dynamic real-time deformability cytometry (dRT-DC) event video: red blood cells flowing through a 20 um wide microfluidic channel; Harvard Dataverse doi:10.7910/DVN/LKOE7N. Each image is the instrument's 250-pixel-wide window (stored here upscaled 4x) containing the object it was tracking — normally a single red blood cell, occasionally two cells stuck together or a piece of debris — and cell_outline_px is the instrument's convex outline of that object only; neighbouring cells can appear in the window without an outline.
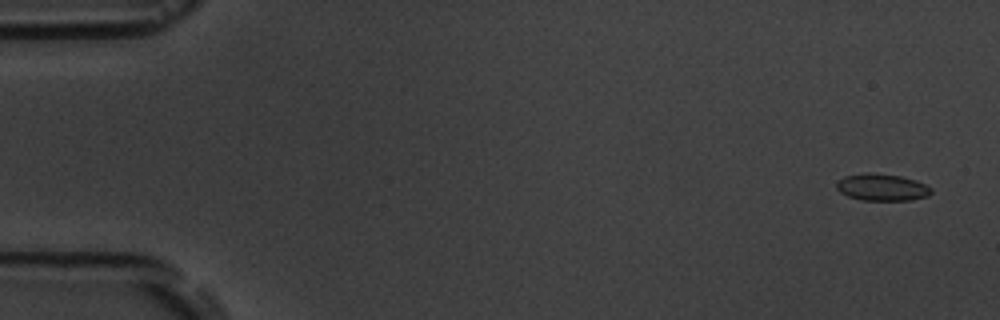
{"species": "common noctule bat (a hibernating species)", "species_latin": "Nyctalus noctula", "temperature_condition": "room temperature", "stored_images_in_passage": 5, "camera_frame_rate_fps": 3000, "um_per_image_px": 0.085, "animal": {"sex": "male", "body_mass_g": 19.5, "forearm_length_mm": 54.6}, "frame": {"image": 1, "passage_image": 1, "time_ms": 0.0, "image_size_px": [1000, 320], "cell_outline_px": [[932, 192], [928, 196], [912, 200], [860, 200], [848, 196], [840, 192], [836, 188], [836, 184], [844, 176], [868, 172], [900, 176], [916, 180], [932, 188]], "centroid_in_image_um": [74.98, 15.92], "position_along_channel_um": 10.0, "area_um2": 14.85}}
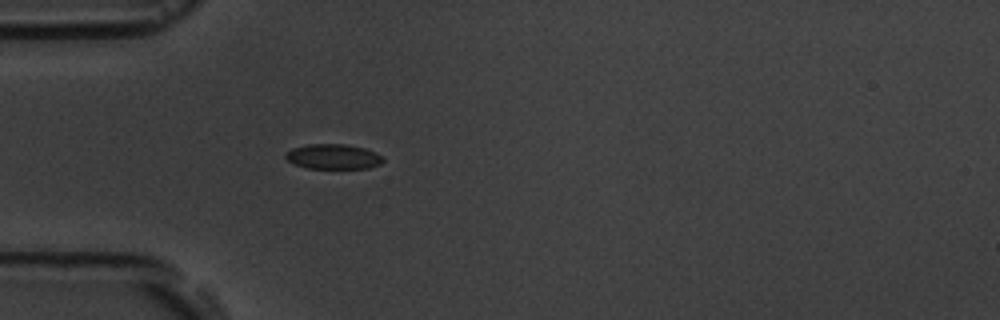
{"frame": {"image": 2, "passage_image": 5, "time_ms": 4.667, "image_size_px": [1000, 320], "cell_outline_px": [[384, 160], [380, 164], [368, 168], [304, 168], [292, 164], [284, 156], [284, 152], [292, 148], [308, 144], [344, 144], [364, 148], [376, 152], [384, 156]], "centroid_in_image_um": [28.3, 13.31], "position_along_channel_um": 56.7, "area_um2": 14.39}}